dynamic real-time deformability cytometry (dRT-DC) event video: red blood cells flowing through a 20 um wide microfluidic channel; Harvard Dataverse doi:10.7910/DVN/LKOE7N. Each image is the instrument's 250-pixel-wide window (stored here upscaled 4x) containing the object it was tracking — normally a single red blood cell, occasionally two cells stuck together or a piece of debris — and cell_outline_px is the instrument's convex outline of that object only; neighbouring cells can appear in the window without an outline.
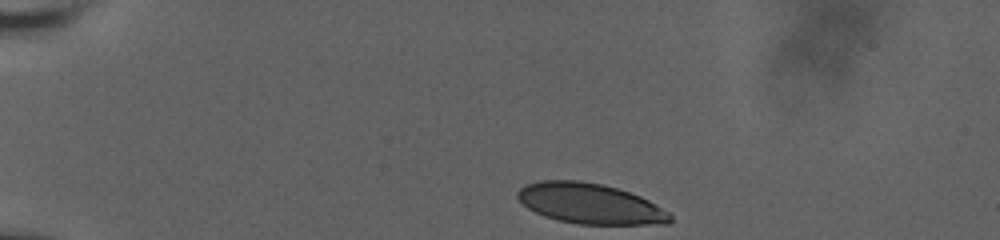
{"species": "human", "species_latin": "Homo sapiens", "temperature_condition": "room temperature", "stored_images_in_passage": 37, "camera_frame_rate_fps": 3000, "um_per_image_px": 0.085, "donor": {"sex": "male"}, "frame": {"image": 1, "passage_image": 1, "time_ms": 0.0, "image_size_px": [1000, 240], "cell_outline_px": [[672, 220], [668, 224], [580, 224], [560, 220], [544, 216], [528, 208], [516, 196], [516, 192], [524, 184], [540, 180], [580, 180], [604, 184], [640, 196], [648, 200], [668, 212], [672, 216]], "centroid_in_image_um": [50.13, 17.29], "position_along_channel_um": 34.9, "area_um2": 35.84}}
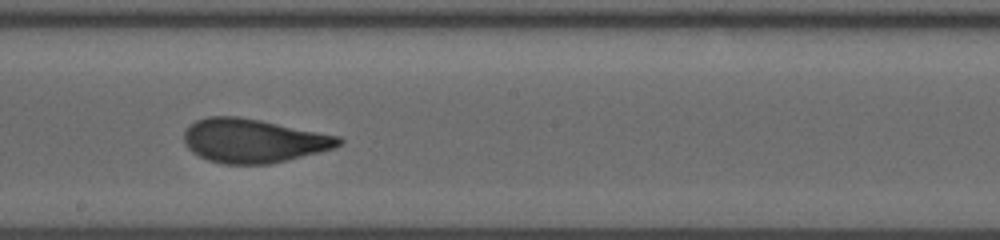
{"frame": {"image": 2, "passage_image": 22, "time_ms": 7.0, "image_size_px": [1000, 240], "cell_outline_px": [[344, 140], [336, 148], [320, 152], [268, 164], [224, 164], [208, 160], [192, 152], [184, 144], [184, 132], [196, 120], [208, 116], [236, 116], [260, 120], [340, 136]], "centroid_in_image_um": [21.54, 11.96], "position_along_channel_um": 226.7, "area_um2": 39.42}}
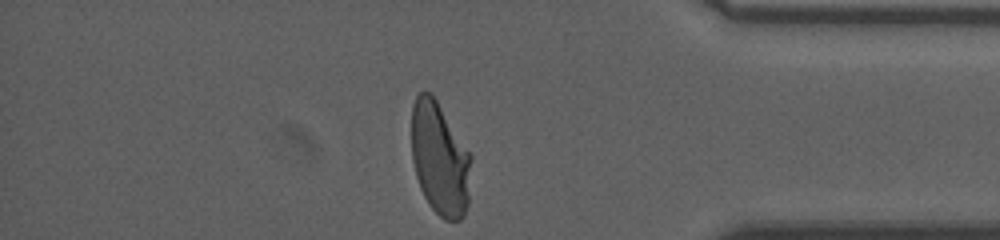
{"frame": {"image": 3, "passage_image": 37, "time_ms": 12.0, "image_size_px": [1000, 240], "cell_outline_px": [[472, 160], [468, 204], [464, 216], [460, 220], [444, 220], [432, 208], [424, 196], [420, 188], [416, 176], [412, 160], [412, 104], [416, 96], [424, 88], [432, 92], [472, 156]], "centroid_in_image_um": [37.39, 13.47], "position_along_channel_um": 397.8, "area_um2": 39.71}, "authors_computed_cell_mechanics": {"area_um2": 39.4196, "velocity_mm_per_s": 3.8292, "shape_relaxation_time_tau1_ms": 6.8916, "shape_relaxation_time_tau2_ms": 0.7642, "deformation_change_tau1": 0.2184, "deformation_change_tau2": 0.0674}}